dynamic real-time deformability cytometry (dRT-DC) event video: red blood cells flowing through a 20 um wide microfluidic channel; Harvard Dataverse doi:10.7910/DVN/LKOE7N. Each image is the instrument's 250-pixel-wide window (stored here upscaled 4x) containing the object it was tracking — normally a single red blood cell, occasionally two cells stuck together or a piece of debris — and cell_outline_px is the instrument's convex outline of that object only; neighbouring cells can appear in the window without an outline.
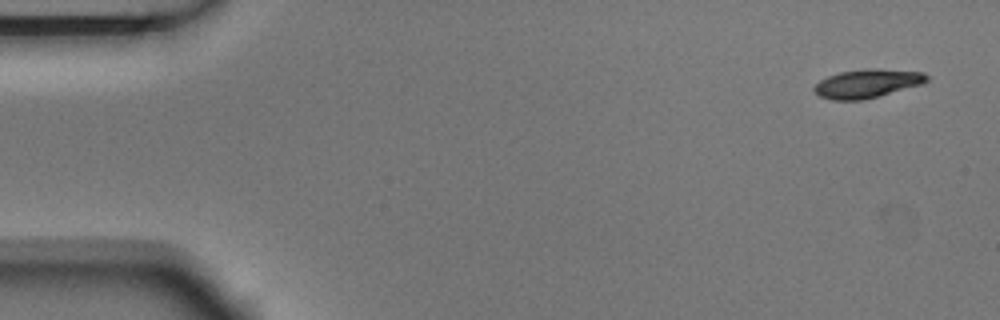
{"species": "Egyptian fruit bat (a non-hibernating species)", "species_latin": "Rousettus aegyptiacus", "temperature_condition": "room temperature", "stored_images_in_passage": 10, "camera_frame_rate_fps": 3000, "um_per_image_px": 0.085, "animal": {"sex": "male"}, "frame": {"image": 1, "passage_image": 1, "time_ms": 0.0, "image_size_px": [1000, 320], "cell_outline_px": [[928, 80], [924, 84], [880, 96], [864, 100], [832, 100], [820, 96], [812, 88], [820, 80], [828, 76], [840, 72], [868, 68], [876, 68], [924, 72], [928, 76]], "centroid_in_image_um": [73.75, 7.1], "position_along_channel_um": 11.2, "area_um2": 18.96}}
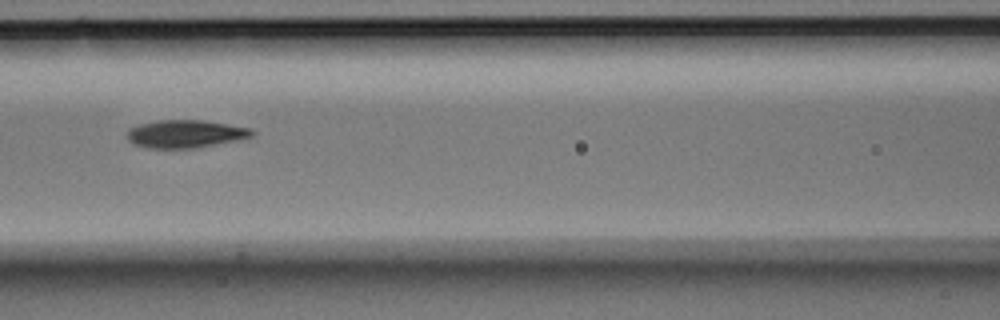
{"frame": {"image": 2, "passage_image": 6, "time_ms": 1.667, "image_size_px": [1000, 320], "cell_outline_px": [[256, 132], [252, 136], [236, 140], [196, 148], [144, 148], [132, 144], [128, 140], [128, 128], [140, 124], [156, 120], [204, 120], [252, 128]], "centroid_in_image_um": [15.74, 11.38], "position_along_channel_um": 150.9, "area_um2": 20.4}}
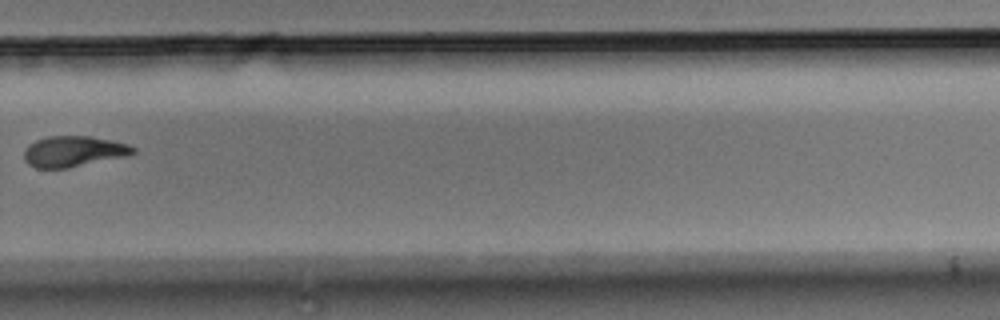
{"frame": {"image": 3, "passage_image": 10, "time_ms": 3.0, "image_size_px": [1000, 320], "cell_outline_px": [[136, 152], [128, 156], [68, 168], [36, 168], [28, 164], [24, 160], [24, 152], [28, 144], [36, 140], [48, 136], [88, 136], [128, 144], [136, 148]], "centroid_in_image_um": [6.25, 12.88], "position_along_channel_um": 323.6, "area_um2": 19.59}}